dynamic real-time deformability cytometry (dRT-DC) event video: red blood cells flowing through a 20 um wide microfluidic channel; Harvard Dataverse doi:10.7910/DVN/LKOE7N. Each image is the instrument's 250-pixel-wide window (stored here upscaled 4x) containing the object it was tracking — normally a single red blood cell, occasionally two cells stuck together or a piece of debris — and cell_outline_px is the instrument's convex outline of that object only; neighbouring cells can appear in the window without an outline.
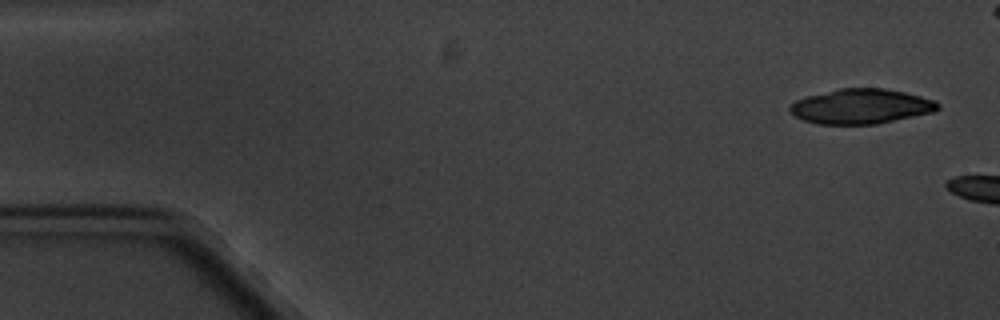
{"species": "common noctule bat (a hibernating species)", "species_latin": "Nyctalus noctula", "temperature_condition": "cold", "stored_images_in_passage": 3, "camera_frame_rate_fps": 3000, "um_per_image_px": 0.085, "animal": {"sex": "male", "body_mass_g": 20.1, "forearm_length_mm": 53.5}, "frame": {"image": 1, "passage_image": 1, "time_ms": 0.0, "image_size_px": [1000, 320], "cell_outline_px": [[940, 108], [936, 112], [876, 124], [816, 124], [804, 120], [796, 116], [788, 108], [796, 100], [808, 96], [840, 88], [884, 88], [904, 92], [936, 100], [940, 104]], "centroid_in_image_um": [73.25, 9.04], "position_along_channel_um": 11.8, "area_um2": 30.06}}